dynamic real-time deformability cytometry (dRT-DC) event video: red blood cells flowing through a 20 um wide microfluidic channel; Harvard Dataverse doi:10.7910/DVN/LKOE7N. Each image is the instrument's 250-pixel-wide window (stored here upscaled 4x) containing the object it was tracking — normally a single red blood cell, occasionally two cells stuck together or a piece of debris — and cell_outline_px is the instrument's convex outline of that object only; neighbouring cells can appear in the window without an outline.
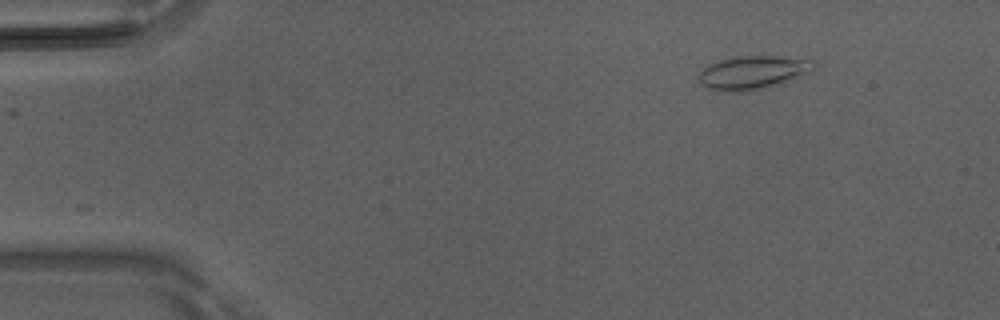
{"species": "Egyptian fruit bat (a non-hibernating species)", "species_latin": "Rousettus aegyptiacus", "temperature_condition": "room temperature", "stored_images_in_passage": 4, "camera_frame_rate_fps": 3000, "um_per_image_px": 0.085, "animal": {"sex": "male"}, "frame": {"image": 1, "passage_image": 2, "time_ms": 0.333, "image_size_px": [1000, 320], "cell_outline_px": [[812, 72], [756, 88], [740, 92], [732, 92], [708, 88], [700, 84], [700, 72], [708, 64], [720, 60], [736, 56], [776, 56], [812, 60]], "centroid_in_image_um": [63.9, 6.13], "position_along_channel_um": 21.1, "area_um2": 21.39}}